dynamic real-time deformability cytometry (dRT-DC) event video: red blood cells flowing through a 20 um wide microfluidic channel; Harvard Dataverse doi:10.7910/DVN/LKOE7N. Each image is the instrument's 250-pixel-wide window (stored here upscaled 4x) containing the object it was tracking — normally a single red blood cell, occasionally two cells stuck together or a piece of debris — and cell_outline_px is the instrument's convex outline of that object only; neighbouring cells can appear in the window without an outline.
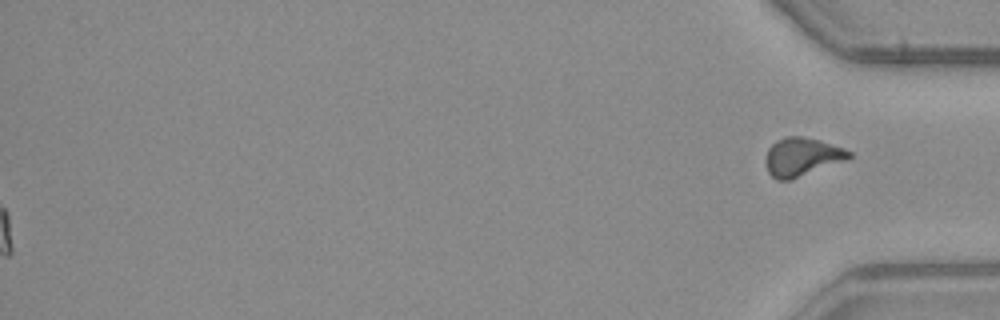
{"species": "common noctule bat (a hibernating species)", "species_latin": "Nyctalus noctula", "temperature_condition": "warm", "stored_images_in_passage": 47, "segment_of_instrument_passage": [2, 2], "camera_frame_rate_fps": 3000, "um_per_image_px": 0.085, "animal": {"sex": "male", "body_mass_g": 23.1, "forearm_length_mm": 52.7}, "frame": {"image": 1, "passage_image": 47, "time_ms": 15.333, "image_size_px": [1000, 320], "cell_outline_px": [[852, 156], [848, 160], [792, 180], [776, 180], [768, 172], [764, 164], [764, 160], [768, 148], [776, 140], [784, 136], [800, 136], [820, 140], [844, 148], [852, 152]], "centroid_in_image_um": [68.16, 13.34], "position_along_channel_um": 367.0, "area_um2": 19.13}}